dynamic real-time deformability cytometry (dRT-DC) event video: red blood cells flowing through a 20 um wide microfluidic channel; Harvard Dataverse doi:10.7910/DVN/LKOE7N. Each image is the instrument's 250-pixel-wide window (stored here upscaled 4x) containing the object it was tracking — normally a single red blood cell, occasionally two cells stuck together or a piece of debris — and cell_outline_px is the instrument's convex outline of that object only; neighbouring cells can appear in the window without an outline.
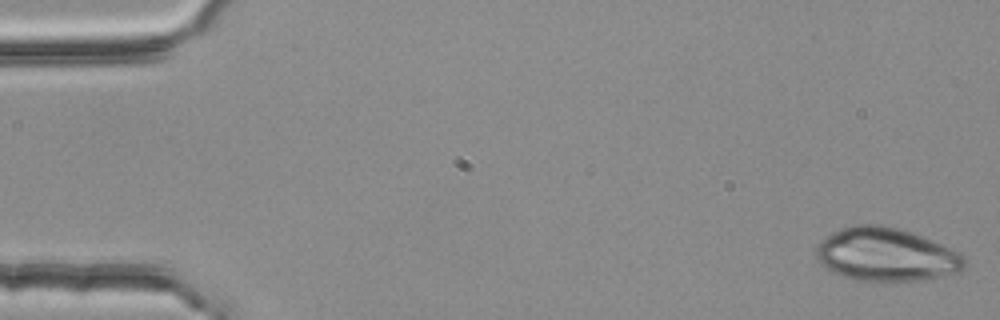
{"species": "common noctule bat (a hibernating species)", "species_latin": "Nyctalus noctula", "temperature_condition": "room temperature", "stored_images_in_passage": 3, "camera_frame_rate_fps": 3000, "um_per_image_px": 0.085, "animal": {"sex": "female", "body_mass_g": 25.1}, "frame": {"image": 1, "passage_image": 1, "time_ms": 0.0, "image_size_px": [1000, 320], "cell_outline_px": [[968, 264], [960, 272], [920, 280], [876, 284], [852, 280], [832, 272], [820, 264], [816, 256], [816, 244], [832, 232], [840, 228], [852, 224], [884, 224], [900, 228], [912, 232], [952, 248], [960, 252], [968, 260]], "centroid_in_image_um": [75.32, 21.66], "position_along_channel_um": 9.7, "area_um2": 47.57}}